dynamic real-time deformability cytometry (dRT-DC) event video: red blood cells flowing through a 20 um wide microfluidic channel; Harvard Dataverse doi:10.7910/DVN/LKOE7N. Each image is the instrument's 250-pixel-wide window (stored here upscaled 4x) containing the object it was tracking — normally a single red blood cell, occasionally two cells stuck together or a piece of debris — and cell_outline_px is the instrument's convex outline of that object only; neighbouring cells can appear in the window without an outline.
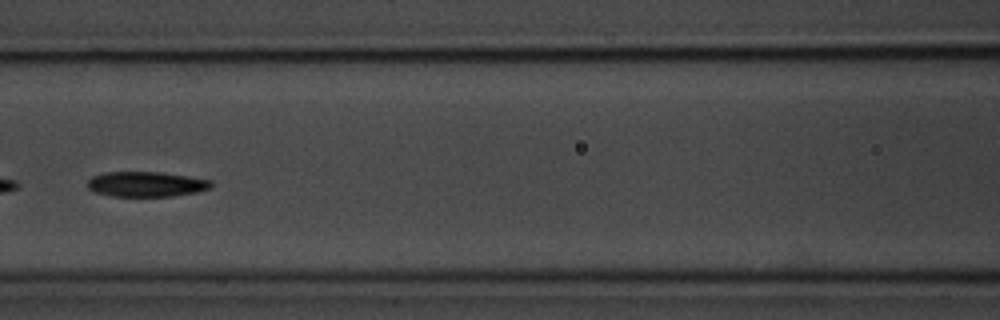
{"species": "common noctule bat (a hibernating species)", "species_latin": "Nyctalus noctula", "temperature_condition": "room temperature", "stored_images_in_passage": 7, "camera_frame_rate_fps": 3000, "um_per_image_px": 0.085, "animal": {"sex": "male", "body_mass_g": 20.1, "forearm_length_mm": 53.5}, "frame": {"image": 1, "passage_image": 6, "time_ms": 1.667, "image_size_px": [1000, 320], "cell_outline_px": [[212, 188], [196, 192], [172, 196], [112, 196], [96, 192], [88, 188], [88, 180], [92, 176], [104, 172], [160, 172], [188, 176], [212, 180]], "centroid_in_image_um": [12.44, 15.65], "position_along_channel_um": 154.2, "area_um2": 18.09}}
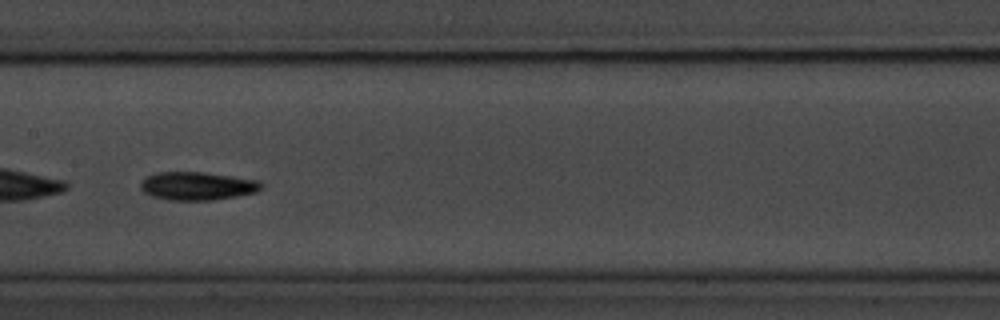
{"frame": {"image": 2, "passage_image": 7, "time_ms": 2.0, "image_size_px": [1000, 320], "cell_outline_px": [[264, 188], [256, 192], [236, 196], [212, 200], [168, 200], [152, 196], [144, 192], [140, 188], [140, 184], [148, 176], [156, 172], [204, 172], [260, 180], [264, 184]], "centroid_in_image_um": [16.82, 15.8], "position_along_channel_um": 190.6, "area_um2": 19.94}}